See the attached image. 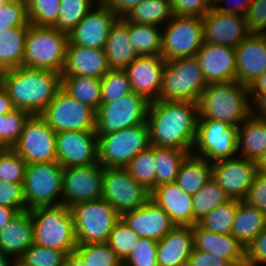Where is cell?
<instances>
[{"label":"cell","mask_w":266,"mask_h":266,"mask_svg":"<svg viewBox=\"0 0 266 266\" xmlns=\"http://www.w3.org/2000/svg\"><path fill=\"white\" fill-rule=\"evenodd\" d=\"M198 104L157 100L150 103L146 123L150 143L192 152L198 121Z\"/></svg>","instance_id":"obj_1"},{"label":"cell","mask_w":266,"mask_h":266,"mask_svg":"<svg viewBox=\"0 0 266 266\" xmlns=\"http://www.w3.org/2000/svg\"><path fill=\"white\" fill-rule=\"evenodd\" d=\"M1 85L15 108L40 115L62 89V74L20 66L3 71Z\"/></svg>","instance_id":"obj_2"},{"label":"cell","mask_w":266,"mask_h":266,"mask_svg":"<svg viewBox=\"0 0 266 266\" xmlns=\"http://www.w3.org/2000/svg\"><path fill=\"white\" fill-rule=\"evenodd\" d=\"M197 104L198 119L220 120L236 127L252 114L248 86L236 80L208 84Z\"/></svg>","instance_id":"obj_3"},{"label":"cell","mask_w":266,"mask_h":266,"mask_svg":"<svg viewBox=\"0 0 266 266\" xmlns=\"http://www.w3.org/2000/svg\"><path fill=\"white\" fill-rule=\"evenodd\" d=\"M33 220V244L64 251L78 245L70 207L63 204L39 206L29 210Z\"/></svg>","instance_id":"obj_4"},{"label":"cell","mask_w":266,"mask_h":266,"mask_svg":"<svg viewBox=\"0 0 266 266\" xmlns=\"http://www.w3.org/2000/svg\"><path fill=\"white\" fill-rule=\"evenodd\" d=\"M69 35L54 27L30 25L25 40L23 67L63 72Z\"/></svg>","instance_id":"obj_5"},{"label":"cell","mask_w":266,"mask_h":266,"mask_svg":"<svg viewBox=\"0 0 266 266\" xmlns=\"http://www.w3.org/2000/svg\"><path fill=\"white\" fill-rule=\"evenodd\" d=\"M207 85L196 56L167 60L159 99L197 103Z\"/></svg>","instance_id":"obj_6"},{"label":"cell","mask_w":266,"mask_h":266,"mask_svg":"<svg viewBox=\"0 0 266 266\" xmlns=\"http://www.w3.org/2000/svg\"><path fill=\"white\" fill-rule=\"evenodd\" d=\"M78 244L108 242L121 215L107 201L81 202L70 207Z\"/></svg>","instance_id":"obj_7"},{"label":"cell","mask_w":266,"mask_h":266,"mask_svg":"<svg viewBox=\"0 0 266 266\" xmlns=\"http://www.w3.org/2000/svg\"><path fill=\"white\" fill-rule=\"evenodd\" d=\"M98 138V163L103 168H125L151 146L147 123L118 130Z\"/></svg>","instance_id":"obj_8"},{"label":"cell","mask_w":266,"mask_h":266,"mask_svg":"<svg viewBox=\"0 0 266 266\" xmlns=\"http://www.w3.org/2000/svg\"><path fill=\"white\" fill-rule=\"evenodd\" d=\"M62 176L58 162L27 164L22 185L27 210L62 204Z\"/></svg>","instance_id":"obj_9"},{"label":"cell","mask_w":266,"mask_h":266,"mask_svg":"<svg viewBox=\"0 0 266 266\" xmlns=\"http://www.w3.org/2000/svg\"><path fill=\"white\" fill-rule=\"evenodd\" d=\"M163 27L161 56L165 61L196 56L204 43L202 17L173 15Z\"/></svg>","instance_id":"obj_10"},{"label":"cell","mask_w":266,"mask_h":266,"mask_svg":"<svg viewBox=\"0 0 266 266\" xmlns=\"http://www.w3.org/2000/svg\"><path fill=\"white\" fill-rule=\"evenodd\" d=\"M150 103L134 92L109 103H101L96 111V135L104 136L118 130L145 124Z\"/></svg>","instance_id":"obj_11"},{"label":"cell","mask_w":266,"mask_h":266,"mask_svg":"<svg viewBox=\"0 0 266 266\" xmlns=\"http://www.w3.org/2000/svg\"><path fill=\"white\" fill-rule=\"evenodd\" d=\"M237 146L238 127L220 120L198 119L192 154L212 163L238 156Z\"/></svg>","instance_id":"obj_12"},{"label":"cell","mask_w":266,"mask_h":266,"mask_svg":"<svg viewBox=\"0 0 266 266\" xmlns=\"http://www.w3.org/2000/svg\"><path fill=\"white\" fill-rule=\"evenodd\" d=\"M55 132L95 131L96 111L61 89L40 114Z\"/></svg>","instance_id":"obj_13"},{"label":"cell","mask_w":266,"mask_h":266,"mask_svg":"<svg viewBox=\"0 0 266 266\" xmlns=\"http://www.w3.org/2000/svg\"><path fill=\"white\" fill-rule=\"evenodd\" d=\"M12 149L27 164L57 162L56 133L41 115H30Z\"/></svg>","instance_id":"obj_14"},{"label":"cell","mask_w":266,"mask_h":266,"mask_svg":"<svg viewBox=\"0 0 266 266\" xmlns=\"http://www.w3.org/2000/svg\"><path fill=\"white\" fill-rule=\"evenodd\" d=\"M102 199L122 216L143 206L150 199V192L126 168H104Z\"/></svg>","instance_id":"obj_15"},{"label":"cell","mask_w":266,"mask_h":266,"mask_svg":"<svg viewBox=\"0 0 266 266\" xmlns=\"http://www.w3.org/2000/svg\"><path fill=\"white\" fill-rule=\"evenodd\" d=\"M104 168L99 164L65 167L62 176V204L72 205L102 199Z\"/></svg>","instance_id":"obj_16"},{"label":"cell","mask_w":266,"mask_h":266,"mask_svg":"<svg viewBox=\"0 0 266 266\" xmlns=\"http://www.w3.org/2000/svg\"><path fill=\"white\" fill-rule=\"evenodd\" d=\"M257 172L256 161L239 156L212 162V177L230 199L245 200Z\"/></svg>","instance_id":"obj_17"},{"label":"cell","mask_w":266,"mask_h":266,"mask_svg":"<svg viewBox=\"0 0 266 266\" xmlns=\"http://www.w3.org/2000/svg\"><path fill=\"white\" fill-rule=\"evenodd\" d=\"M57 162L63 167L98 163V138L95 131H63L56 133Z\"/></svg>","instance_id":"obj_18"},{"label":"cell","mask_w":266,"mask_h":266,"mask_svg":"<svg viewBox=\"0 0 266 266\" xmlns=\"http://www.w3.org/2000/svg\"><path fill=\"white\" fill-rule=\"evenodd\" d=\"M118 19L119 17L99 0L69 33V41L83 47L104 49L110 29Z\"/></svg>","instance_id":"obj_19"},{"label":"cell","mask_w":266,"mask_h":266,"mask_svg":"<svg viewBox=\"0 0 266 266\" xmlns=\"http://www.w3.org/2000/svg\"><path fill=\"white\" fill-rule=\"evenodd\" d=\"M204 42L237 47L251 33L245 16L224 14L212 8L203 17Z\"/></svg>","instance_id":"obj_20"},{"label":"cell","mask_w":266,"mask_h":266,"mask_svg":"<svg viewBox=\"0 0 266 266\" xmlns=\"http://www.w3.org/2000/svg\"><path fill=\"white\" fill-rule=\"evenodd\" d=\"M164 67L162 56H138L124 69L132 92L145 97L149 102L159 100Z\"/></svg>","instance_id":"obj_21"},{"label":"cell","mask_w":266,"mask_h":266,"mask_svg":"<svg viewBox=\"0 0 266 266\" xmlns=\"http://www.w3.org/2000/svg\"><path fill=\"white\" fill-rule=\"evenodd\" d=\"M196 57L207 84L236 80L235 47L204 42Z\"/></svg>","instance_id":"obj_22"},{"label":"cell","mask_w":266,"mask_h":266,"mask_svg":"<svg viewBox=\"0 0 266 266\" xmlns=\"http://www.w3.org/2000/svg\"><path fill=\"white\" fill-rule=\"evenodd\" d=\"M235 52L236 81L249 86L266 71V34L251 33Z\"/></svg>","instance_id":"obj_23"},{"label":"cell","mask_w":266,"mask_h":266,"mask_svg":"<svg viewBox=\"0 0 266 266\" xmlns=\"http://www.w3.org/2000/svg\"><path fill=\"white\" fill-rule=\"evenodd\" d=\"M121 217L139 237L157 242L175 227L168 214L150 199L143 206L128 211Z\"/></svg>","instance_id":"obj_24"},{"label":"cell","mask_w":266,"mask_h":266,"mask_svg":"<svg viewBox=\"0 0 266 266\" xmlns=\"http://www.w3.org/2000/svg\"><path fill=\"white\" fill-rule=\"evenodd\" d=\"M150 200L168 214L175 226H194L193 196L175 182L155 187Z\"/></svg>","instance_id":"obj_25"},{"label":"cell","mask_w":266,"mask_h":266,"mask_svg":"<svg viewBox=\"0 0 266 266\" xmlns=\"http://www.w3.org/2000/svg\"><path fill=\"white\" fill-rule=\"evenodd\" d=\"M109 70L104 49L88 48L68 42L62 76L80 75L102 79Z\"/></svg>","instance_id":"obj_26"},{"label":"cell","mask_w":266,"mask_h":266,"mask_svg":"<svg viewBox=\"0 0 266 266\" xmlns=\"http://www.w3.org/2000/svg\"><path fill=\"white\" fill-rule=\"evenodd\" d=\"M193 249V226H175L157 242L158 266H186Z\"/></svg>","instance_id":"obj_27"},{"label":"cell","mask_w":266,"mask_h":266,"mask_svg":"<svg viewBox=\"0 0 266 266\" xmlns=\"http://www.w3.org/2000/svg\"><path fill=\"white\" fill-rule=\"evenodd\" d=\"M194 248L227 258L234 266H245V246L231 233L219 234L193 226Z\"/></svg>","instance_id":"obj_28"},{"label":"cell","mask_w":266,"mask_h":266,"mask_svg":"<svg viewBox=\"0 0 266 266\" xmlns=\"http://www.w3.org/2000/svg\"><path fill=\"white\" fill-rule=\"evenodd\" d=\"M33 244V220L29 210L19 212L0 230V248L14 261Z\"/></svg>","instance_id":"obj_29"},{"label":"cell","mask_w":266,"mask_h":266,"mask_svg":"<svg viewBox=\"0 0 266 266\" xmlns=\"http://www.w3.org/2000/svg\"><path fill=\"white\" fill-rule=\"evenodd\" d=\"M104 51L109 69L124 70L137 57L128 33V21L119 18L110 29Z\"/></svg>","instance_id":"obj_30"},{"label":"cell","mask_w":266,"mask_h":266,"mask_svg":"<svg viewBox=\"0 0 266 266\" xmlns=\"http://www.w3.org/2000/svg\"><path fill=\"white\" fill-rule=\"evenodd\" d=\"M265 149L266 119L251 114L238 127V156L257 161Z\"/></svg>","instance_id":"obj_31"},{"label":"cell","mask_w":266,"mask_h":266,"mask_svg":"<svg viewBox=\"0 0 266 266\" xmlns=\"http://www.w3.org/2000/svg\"><path fill=\"white\" fill-rule=\"evenodd\" d=\"M265 227L266 214L245 200L237 199L231 234L246 247Z\"/></svg>","instance_id":"obj_32"},{"label":"cell","mask_w":266,"mask_h":266,"mask_svg":"<svg viewBox=\"0 0 266 266\" xmlns=\"http://www.w3.org/2000/svg\"><path fill=\"white\" fill-rule=\"evenodd\" d=\"M64 266H123L108 242L78 244Z\"/></svg>","instance_id":"obj_33"},{"label":"cell","mask_w":266,"mask_h":266,"mask_svg":"<svg viewBox=\"0 0 266 266\" xmlns=\"http://www.w3.org/2000/svg\"><path fill=\"white\" fill-rule=\"evenodd\" d=\"M212 178V163L189 153L181 163L175 183L186 194L195 195Z\"/></svg>","instance_id":"obj_34"},{"label":"cell","mask_w":266,"mask_h":266,"mask_svg":"<svg viewBox=\"0 0 266 266\" xmlns=\"http://www.w3.org/2000/svg\"><path fill=\"white\" fill-rule=\"evenodd\" d=\"M30 25L0 32L1 72L23 66L25 40Z\"/></svg>","instance_id":"obj_35"},{"label":"cell","mask_w":266,"mask_h":266,"mask_svg":"<svg viewBox=\"0 0 266 266\" xmlns=\"http://www.w3.org/2000/svg\"><path fill=\"white\" fill-rule=\"evenodd\" d=\"M172 16L171 0H142L123 19L132 23L163 27Z\"/></svg>","instance_id":"obj_36"},{"label":"cell","mask_w":266,"mask_h":266,"mask_svg":"<svg viewBox=\"0 0 266 266\" xmlns=\"http://www.w3.org/2000/svg\"><path fill=\"white\" fill-rule=\"evenodd\" d=\"M62 89L95 111L101 105V79L80 75L62 76Z\"/></svg>","instance_id":"obj_37"},{"label":"cell","mask_w":266,"mask_h":266,"mask_svg":"<svg viewBox=\"0 0 266 266\" xmlns=\"http://www.w3.org/2000/svg\"><path fill=\"white\" fill-rule=\"evenodd\" d=\"M189 153L173 147L154 146L156 187L176 181L180 165Z\"/></svg>","instance_id":"obj_38"},{"label":"cell","mask_w":266,"mask_h":266,"mask_svg":"<svg viewBox=\"0 0 266 266\" xmlns=\"http://www.w3.org/2000/svg\"><path fill=\"white\" fill-rule=\"evenodd\" d=\"M161 31L156 25L137 24L128 21V33L138 56H161Z\"/></svg>","instance_id":"obj_39"},{"label":"cell","mask_w":266,"mask_h":266,"mask_svg":"<svg viewBox=\"0 0 266 266\" xmlns=\"http://www.w3.org/2000/svg\"><path fill=\"white\" fill-rule=\"evenodd\" d=\"M230 200L225 190L212 177L193 195L194 226L210 211Z\"/></svg>","instance_id":"obj_40"},{"label":"cell","mask_w":266,"mask_h":266,"mask_svg":"<svg viewBox=\"0 0 266 266\" xmlns=\"http://www.w3.org/2000/svg\"><path fill=\"white\" fill-rule=\"evenodd\" d=\"M130 176L151 192L156 187V163L154 145L139 152L125 167Z\"/></svg>","instance_id":"obj_41"},{"label":"cell","mask_w":266,"mask_h":266,"mask_svg":"<svg viewBox=\"0 0 266 266\" xmlns=\"http://www.w3.org/2000/svg\"><path fill=\"white\" fill-rule=\"evenodd\" d=\"M236 211L237 199H230L210 211L197 224L206 231L228 234L231 233Z\"/></svg>","instance_id":"obj_42"},{"label":"cell","mask_w":266,"mask_h":266,"mask_svg":"<svg viewBox=\"0 0 266 266\" xmlns=\"http://www.w3.org/2000/svg\"><path fill=\"white\" fill-rule=\"evenodd\" d=\"M99 0H61L54 28L69 35Z\"/></svg>","instance_id":"obj_43"},{"label":"cell","mask_w":266,"mask_h":266,"mask_svg":"<svg viewBox=\"0 0 266 266\" xmlns=\"http://www.w3.org/2000/svg\"><path fill=\"white\" fill-rule=\"evenodd\" d=\"M31 114L23 109H17L0 115V146L12 148L21 136L24 124Z\"/></svg>","instance_id":"obj_44"},{"label":"cell","mask_w":266,"mask_h":266,"mask_svg":"<svg viewBox=\"0 0 266 266\" xmlns=\"http://www.w3.org/2000/svg\"><path fill=\"white\" fill-rule=\"evenodd\" d=\"M29 22L37 27L57 24L61 0H26Z\"/></svg>","instance_id":"obj_45"},{"label":"cell","mask_w":266,"mask_h":266,"mask_svg":"<svg viewBox=\"0 0 266 266\" xmlns=\"http://www.w3.org/2000/svg\"><path fill=\"white\" fill-rule=\"evenodd\" d=\"M132 93L125 70L110 69L101 79V103H109Z\"/></svg>","instance_id":"obj_46"},{"label":"cell","mask_w":266,"mask_h":266,"mask_svg":"<svg viewBox=\"0 0 266 266\" xmlns=\"http://www.w3.org/2000/svg\"><path fill=\"white\" fill-rule=\"evenodd\" d=\"M139 238L137 233L121 217L111 231L108 243L123 263L133 251Z\"/></svg>","instance_id":"obj_47"},{"label":"cell","mask_w":266,"mask_h":266,"mask_svg":"<svg viewBox=\"0 0 266 266\" xmlns=\"http://www.w3.org/2000/svg\"><path fill=\"white\" fill-rule=\"evenodd\" d=\"M66 256L64 251L32 244L18 261L24 266H64Z\"/></svg>","instance_id":"obj_48"},{"label":"cell","mask_w":266,"mask_h":266,"mask_svg":"<svg viewBox=\"0 0 266 266\" xmlns=\"http://www.w3.org/2000/svg\"><path fill=\"white\" fill-rule=\"evenodd\" d=\"M26 161L12 148H3L0 152V180L23 184Z\"/></svg>","instance_id":"obj_49"},{"label":"cell","mask_w":266,"mask_h":266,"mask_svg":"<svg viewBox=\"0 0 266 266\" xmlns=\"http://www.w3.org/2000/svg\"><path fill=\"white\" fill-rule=\"evenodd\" d=\"M30 24L26 0H10L0 6V32Z\"/></svg>","instance_id":"obj_50"},{"label":"cell","mask_w":266,"mask_h":266,"mask_svg":"<svg viewBox=\"0 0 266 266\" xmlns=\"http://www.w3.org/2000/svg\"><path fill=\"white\" fill-rule=\"evenodd\" d=\"M123 266H158L157 241L140 237Z\"/></svg>","instance_id":"obj_51"},{"label":"cell","mask_w":266,"mask_h":266,"mask_svg":"<svg viewBox=\"0 0 266 266\" xmlns=\"http://www.w3.org/2000/svg\"><path fill=\"white\" fill-rule=\"evenodd\" d=\"M22 185L0 180V205L13 208L18 213L26 211Z\"/></svg>","instance_id":"obj_52"},{"label":"cell","mask_w":266,"mask_h":266,"mask_svg":"<svg viewBox=\"0 0 266 266\" xmlns=\"http://www.w3.org/2000/svg\"><path fill=\"white\" fill-rule=\"evenodd\" d=\"M173 15L203 17L213 6L209 0H171Z\"/></svg>","instance_id":"obj_53"},{"label":"cell","mask_w":266,"mask_h":266,"mask_svg":"<svg viewBox=\"0 0 266 266\" xmlns=\"http://www.w3.org/2000/svg\"><path fill=\"white\" fill-rule=\"evenodd\" d=\"M266 266V227L245 247V266Z\"/></svg>","instance_id":"obj_54"},{"label":"cell","mask_w":266,"mask_h":266,"mask_svg":"<svg viewBox=\"0 0 266 266\" xmlns=\"http://www.w3.org/2000/svg\"><path fill=\"white\" fill-rule=\"evenodd\" d=\"M245 20L250 33L266 34V0H252Z\"/></svg>","instance_id":"obj_55"},{"label":"cell","mask_w":266,"mask_h":266,"mask_svg":"<svg viewBox=\"0 0 266 266\" xmlns=\"http://www.w3.org/2000/svg\"><path fill=\"white\" fill-rule=\"evenodd\" d=\"M245 201L266 214V173L257 172Z\"/></svg>","instance_id":"obj_56"},{"label":"cell","mask_w":266,"mask_h":266,"mask_svg":"<svg viewBox=\"0 0 266 266\" xmlns=\"http://www.w3.org/2000/svg\"><path fill=\"white\" fill-rule=\"evenodd\" d=\"M186 266H234L227 258L212 253L193 249Z\"/></svg>","instance_id":"obj_57"},{"label":"cell","mask_w":266,"mask_h":266,"mask_svg":"<svg viewBox=\"0 0 266 266\" xmlns=\"http://www.w3.org/2000/svg\"><path fill=\"white\" fill-rule=\"evenodd\" d=\"M227 1L230 0H220L213 8L220 13L245 16L252 0H234V3L233 0L231 3ZM223 3L226 5L224 6Z\"/></svg>","instance_id":"obj_58"},{"label":"cell","mask_w":266,"mask_h":266,"mask_svg":"<svg viewBox=\"0 0 266 266\" xmlns=\"http://www.w3.org/2000/svg\"><path fill=\"white\" fill-rule=\"evenodd\" d=\"M108 6L119 18H123L142 0H101Z\"/></svg>","instance_id":"obj_59"},{"label":"cell","mask_w":266,"mask_h":266,"mask_svg":"<svg viewBox=\"0 0 266 266\" xmlns=\"http://www.w3.org/2000/svg\"><path fill=\"white\" fill-rule=\"evenodd\" d=\"M249 96L251 102H253L260 94L266 92V71L257 77L249 86H248Z\"/></svg>","instance_id":"obj_60"},{"label":"cell","mask_w":266,"mask_h":266,"mask_svg":"<svg viewBox=\"0 0 266 266\" xmlns=\"http://www.w3.org/2000/svg\"><path fill=\"white\" fill-rule=\"evenodd\" d=\"M252 114L258 118L266 119V92L260 94L252 102Z\"/></svg>","instance_id":"obj_61"},{"label":"cell","mask_w":266,"mask_h":266,"mask_svg":"<svg viewBox=\"0 0 266 266\" xmlns=\"http://www.w3.org/2000/svg\"><path fill=\"white\" fill-rule=\"evenodd\" d=\"M12 100L9 98L6 90L0 84V115H5L6 113L14 110Z\"/></svg>","instance_id":"obj_62"},{"label":"cell","mask_w":266,"mask_h":266,"mask_svg":"<svg viewBox=\"0 0 266 266\" xmlns=\"http://www.w3.org/2000/svg\"><path fill=\"white\" fill-rule=\"evenodd\" d=\"M17 214L15 209L0 205V230Z\"/></svg>","instance_id":"obj_63"},{"label":"cell","mask_w":266,"mask_h":266,"mask_svg":"<svg viewBox=\"0 0 266 266\" xmlns=\"http://www.w3.org/2000/svg\"><path fill=\"white\" fill-rule=\"evenodd\" d=\"M258 172L266 173V149L260 156V158L256 161Z\"/></svg>","instance_id":"obj_64"},{"label":"cell","mask_w":266,"mask_h":266,"mask_svg":"<svg viewBox=\"0 0 266 266\" xmlns=\"http://www.w3.org/2000/svg\"><path fill=\"white\" fill-rule=\"evenodd\" d=\"M14 260L6 255L0 248V266H12Z\"/></svg>","instance_id":"obj_65"},{"label":"cell","mask_w":266,"mask_h":266,"mask_svg":"<svg viewBox=\"0 0 266 266\" xmlns=\"http://www.w3.org/2000/svg\"><path fill=\"white\" fill-rule=\"evenodd\" d=\"M12 266H24V265H22L18 260H16L13 262Z\"/></svg>","instance_id":"obj_66"},{"label":"cell","mask_w":266,"mask_h":266,"mask_svg":"<svg viewBox=\"0 0 266 266\" xmlns=\"http://www.w3.org/2000/svg\"><path fill=\"white\" fill-rule=\"evenodd\" d=\"M220 1V0H209L210 4L212 6H215L217 4V2Z\"/></svg>","instance_id":"obj_67"},{"label":"cell","mask_w":266,"mask_h":266,"mask_svg":"<svg viewBox=\"0 0 266 266\" xmlns=\"http://www.w3.org/2000/svg\"><path fill=\"white\" fill-rule=\"evenodd\" d=\"M10 0H0V6H2L3 4L8 3Z\"/></svg>","instance_id":"obj_68"}]
</instances>
